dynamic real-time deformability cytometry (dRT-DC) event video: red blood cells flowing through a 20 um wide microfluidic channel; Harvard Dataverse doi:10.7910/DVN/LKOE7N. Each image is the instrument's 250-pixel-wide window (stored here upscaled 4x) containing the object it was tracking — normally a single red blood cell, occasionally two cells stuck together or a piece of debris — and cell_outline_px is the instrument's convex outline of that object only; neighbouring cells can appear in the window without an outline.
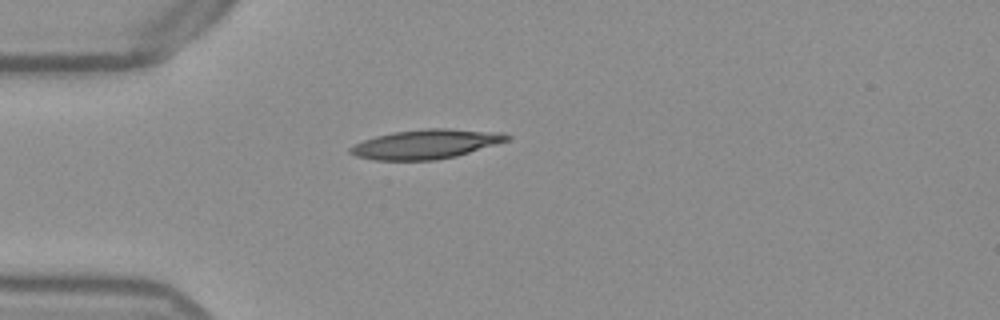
{"species": "Egyptian fruit bat (a non-hibernating species)", "species_latin": "Rousettus aegyptiacus", "temperature_condition": "warm", "stored_images_in_passage": 39, "camera_frame_rate_fps": 3000, "um_per_image_px": 0.085, "frame": {"image": 1, "passage_image": 1, "time_ms": 0.0, "image_size_px": [1000, 320], "cell_outline_px": [[512, 136], [508, 140], [496, 144], [456, 156], [436, 160], [372, 160], [356, 156], [348, 152], [348, 148], [364, 140], [376, 136], [392, 132], [424, 128], [448, 128], [504, 132]], "centroid_in_image_um": [36.21, 12.24], "position_along_channel_um": 48.8, "area_um2": 26.93}}
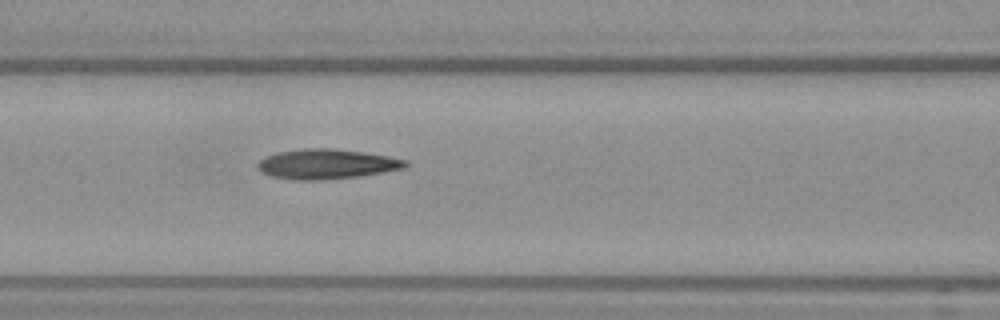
{"frame": {"image": 2, "passage_image": 9, "time_ms": 2.667, "image_size_px": [1000, 320], "cell_outline_px": [[408, 164], [404, 168], [384, 172], [360, 176], [324, 180], [292, 180], [272, 176], [256, 168], [256, 164], [260, 160], [268, 156], [280, 152], [304, 148], [332, 148], [364, 152], [388, 156], [408, 160]], "centroid_in_image_um": [27.79, 13.95], "position_along_channel_um": 138.8, "area_um2": 25.72}}
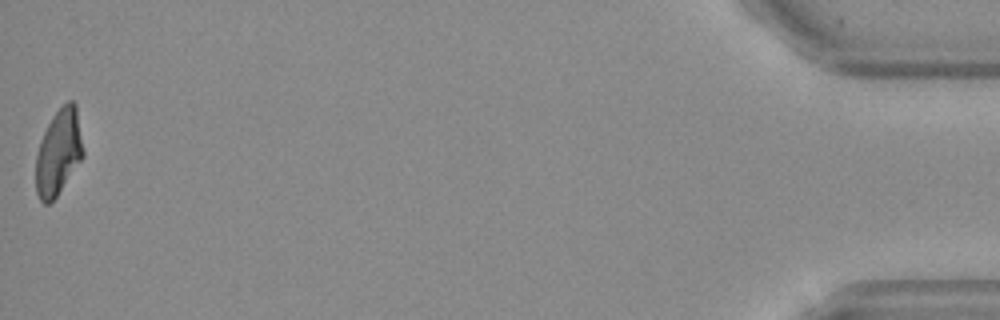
{"frame": {"image": 3, "passage_image": 39, "time_ms": 12.667, "image_size_px": [1000, 320], "cell_outline_px": [[84, 156], [56, 196], [48, 204], [44, 204], [40, 200], [36, 192], [36, 156], [40, 140], [52, 116], [68, 100], [72, 100], [76, 104], [84, 152]], "centroid_in_image_um": [4.98, 12.93], "position_along_channel_um": 430.2, "area_um2": 23.47}, "authors_computed_cell_mechanics": {"area_um2": 25.143, "velocity_mm_per_s": 3.8767, "shape_relaxation_time_tau1_ms": 7.2589, "shape_relaxation_time_tau2_ms": 3.1538, "deformation_change_tau1": 0.2348, "deformation_change_tau2": 0.1171}}